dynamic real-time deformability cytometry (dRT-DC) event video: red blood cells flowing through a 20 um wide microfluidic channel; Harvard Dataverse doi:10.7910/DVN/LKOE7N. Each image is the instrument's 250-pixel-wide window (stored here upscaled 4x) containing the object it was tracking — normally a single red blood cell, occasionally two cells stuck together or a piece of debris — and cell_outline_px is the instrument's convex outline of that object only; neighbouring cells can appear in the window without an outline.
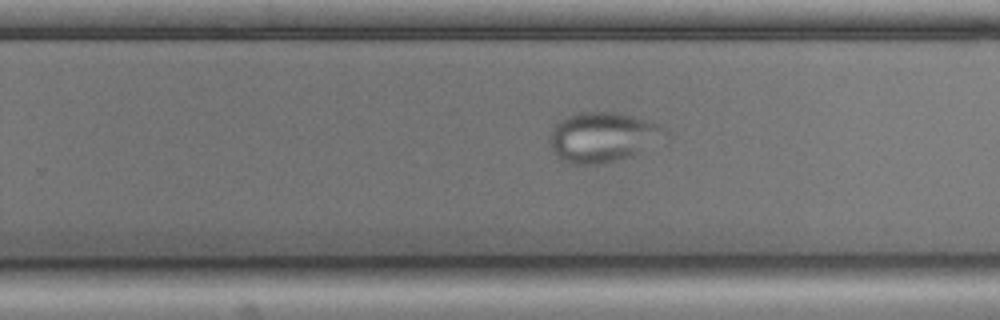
{"species": "common noctule bat (a hibernating species)", "species_latin": "Nyctalus noctula", "temperature_condition": "cold", "stored_images_in_passage": 38, "camera_frame_rate_fps": 3000, "um_per_image_px": 0.085, "animal": {"sex": "male", "body_mass_g": 17.9, "forearm_length_mm": 54.2}, "frame": {"image": 1, "passage_image": 22, "time_ms": 7.0, "image_size_px": [1000, 320], "cell_outline_px": [[668, 136], [632, 156], [604, 164], [572, 164], [560, 160], [552, 152], [548, 144], [548, 136], [552, 128], [560, 120], [568, 116], [580, 112], [616, 112], [632, 116], [668, 128]], "centroid_in_image_um": [51.19, 11.67], "position_along_channel_um": 278.6, "area_um2": 33.87}}
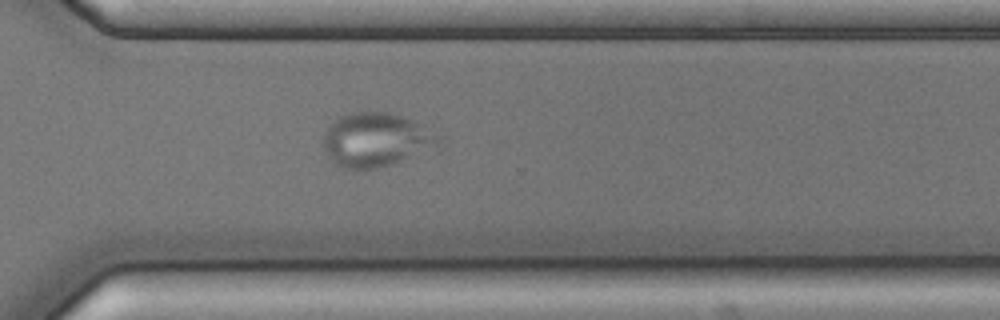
{"frame": {"image": 2, "passage_image": 27, "time_ms": 8.667, "image_size_px": [1000, 320], "cell_outline_px": [[444, 140], [440, 144], [392, 164], [376, 168], [344, 168], [336, 164], [328, 156], [324, 148], [324, 136], [332, 120], [340, 116], [352, 112], [392, 112], [404, 116], [444, 136]], "centroid_in_image_um": [31.98, 11.85], "position_along_channel_um": 338.6, "area_um2": 36.01}}